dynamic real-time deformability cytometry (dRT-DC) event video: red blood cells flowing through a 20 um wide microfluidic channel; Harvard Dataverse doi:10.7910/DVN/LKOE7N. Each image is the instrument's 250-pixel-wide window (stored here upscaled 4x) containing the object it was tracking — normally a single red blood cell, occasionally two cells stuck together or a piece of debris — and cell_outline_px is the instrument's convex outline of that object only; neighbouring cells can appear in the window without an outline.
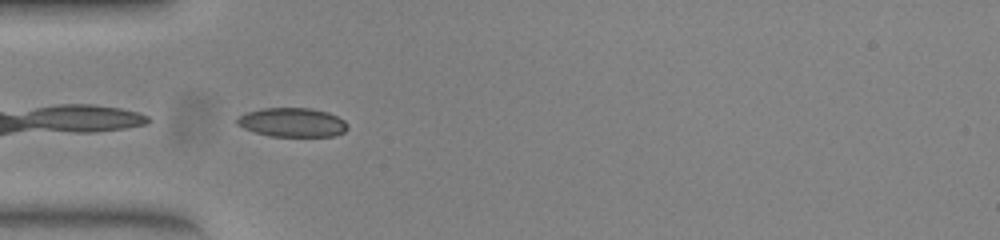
{"species": "common noctule bat (a hibernating species)", "species_latin": "Nyctalus noctula", "temperature_condition": "warm", "stored_images_in_passage": 30, "camera_frame_rate_fps": 3000, "um_per_image_px": 0.085, "animal": {"sex": "female", "body_mass_g": 23.0, "forearm_length_mm": 53.4}, "frame": {"image": 1, "passage_image": 1, "time_ms": 0.0, "image_size_px": [1000, 240], "cell_outline_px": [[348, 128], [344, 132], [332, 136], [272, 136], [256, 132], [244, 128], [236, 124], [236, 120], [240, 116], [248, 112], [264, 108], [308, 108], [328, 112], [344, 120], [348, 124]], "centroid_in_image_um": [24.87, 10.4], "position_along_channel_um": 60.1, "area_um2": 18.5}}
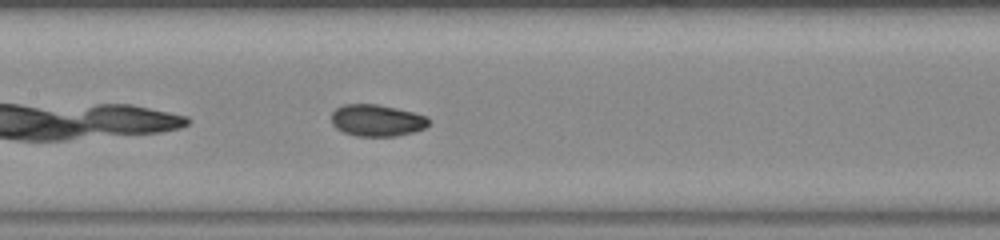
{"frame": {"image": 2, "passage_image": 10, "time_ms": 3.0, "image_size_px": [1000, 240], "cell_outline_px": [[428, 124], [424, 128], [412, 132], [396, 136], [356, 136], [344, 132], [336, 128], [332, 124], [332, 112], [336, 108], [344, 104], [376, 104], [396, 108], [412, 112], [424, 116], [428, 120]], "centroid_in_image_um": [31.99, 10.23], "position_along_channel_um": 175.4, "area_um2": 17.8}}
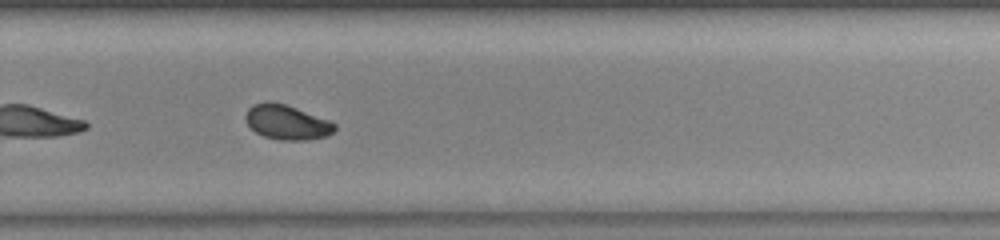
{"frame": {"image": 3, "passage_image": 20, "time_ms": 6.333, "image_size_px": [1000, 240], "cell_outline_px": [[336, 128], [332, 132], [324, 136], [304, 140], [280, 140], [264, 136], [256, 132], [248, 124], [244, 116], [248, 108], [252, 104], [268, 100], [284, 104], [296, 108], [328, 120], [336, 124]], "centroid_in_image_um": [24.33, 10.37], "position_along_channel_um": 305.5, "area_um2": 17.8}}